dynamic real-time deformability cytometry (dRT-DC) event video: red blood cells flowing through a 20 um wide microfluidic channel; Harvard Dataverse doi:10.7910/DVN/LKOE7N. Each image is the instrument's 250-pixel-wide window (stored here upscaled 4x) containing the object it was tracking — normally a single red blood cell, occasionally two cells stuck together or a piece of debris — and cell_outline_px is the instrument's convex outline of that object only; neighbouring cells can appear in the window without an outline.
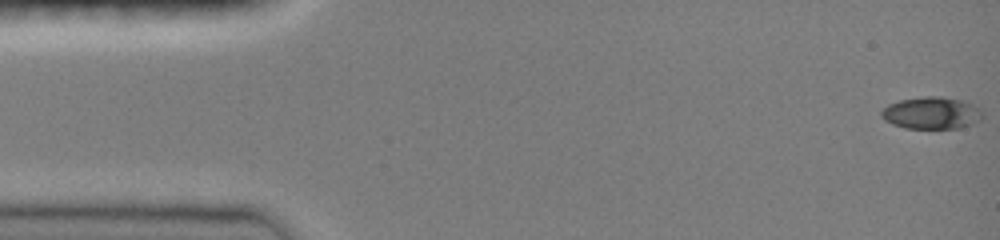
{"species": "common noctule bat (a hibernating species)", "species_latin": "Nyctalus noctula", "temperature_condition": "room temperature", "stored_images_in_passage": 48, "camera_frame_rate_fps": 3000, "um_per_image_px": 0.085, "animal": {"sex": "female", "body_mass_g": 19.0, "forearm_length_mm": 51.5}, "frame": {"image": 1, "passage_image": 1, "time_ms": 0.0, "image_size_px": [1000, 240], "cell_outline_px": [[984, 116], [980, 120], [972, 124], [960, 128], [904, 128], [892, 124], [884, 120], [880, 116], [880, 112], [888, 104], [900, 100], [924, 96], [940, 96], [960, 100], [972, 104]], "centroid_in_image_um": [79.13, 9.61], "position_along_channel_um": 5.9, "area_um2": 18.84}}
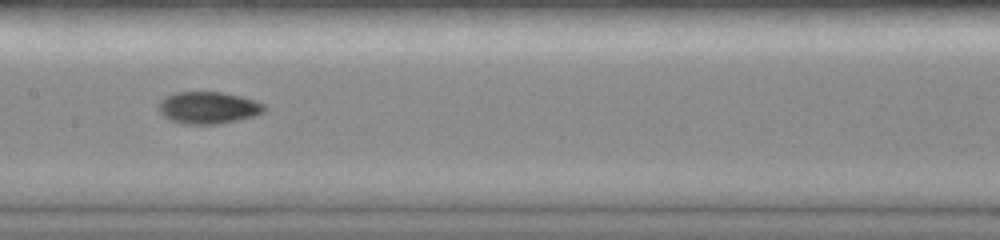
{"frame": {"image": 2, "passage_image": 24, "time_ms": 7.667, "image_size_px": [1000, 240], "cell_outline_px": [[264, 112], [240, 120], [216, 124], [184, 124], [172, 120], [164, 116], [160, 112], [160, 100], [164, 96], [176, 92], [224, 92], [240, 96], [264, 104]], "centroid_in_image_um": [17.69, 9.15], "position_along_channel_um": 189.7, "area_um2": 19.54}}
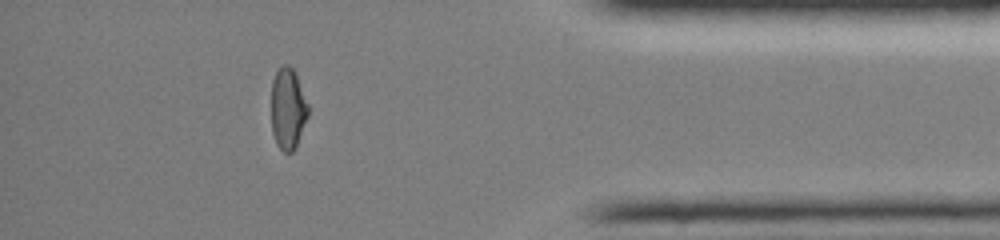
{"frame": {"image": 3, "passage_image": 42, "time_ms": 13.667, "image_size_px": [1000, 240], "cell_outline_px": [[308, 116], [296, 148], [292, 152], [284, 152], [276, 144], [272, 132], [272, 80], [276, 72], [284, 64], [288, 64], [292, 68], [296, 76], [308, 104]], "centroid_in_image_um": [24.47, 9.27], "position_along_channel_um": 410.7, "area_um2": 17.34}, "authors_computed_cell_mechanics": {"area_um2": 18.6694, "velocity_mm_per_s": 4.0584, "shape_relaxation_time_tau1_ms": null, "shape_relaxation_time_tau2_ms": 3.7551, "deformation_change_tau1": null, "deformation_change_tau2": 0.0635}}